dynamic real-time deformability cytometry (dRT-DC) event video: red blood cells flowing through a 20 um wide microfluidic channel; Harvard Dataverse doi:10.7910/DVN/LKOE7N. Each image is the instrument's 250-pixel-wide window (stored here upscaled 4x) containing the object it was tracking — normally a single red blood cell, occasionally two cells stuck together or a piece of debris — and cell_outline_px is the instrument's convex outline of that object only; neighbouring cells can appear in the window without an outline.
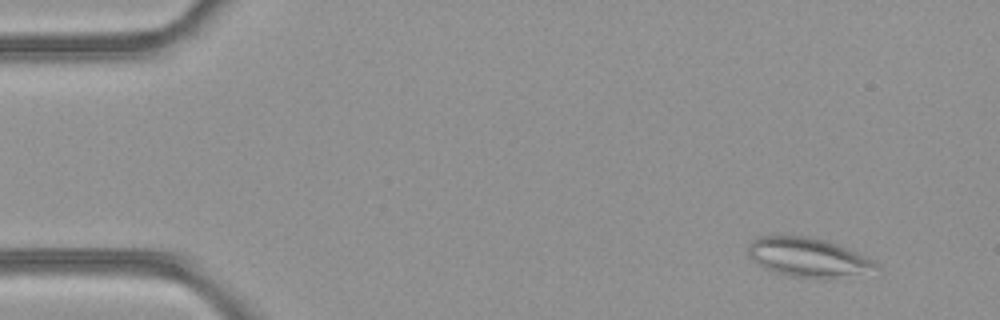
{"species": "common noctule bat (a hibernating species)", "species_latin": "Nyctalus noctula", "temperature_condition": "room temperature", "stored_images_in_passage": 5, "camera_frame_rate_fps": 3000, "um_per_image_px": 0.085, "animal": {"sex": "female", "body_mass_g": 21.9}, "frame": {"image": 1, "passage_image": 2, "time_ms": 0.333, "image_size_px": [1000, 320], "cell_outline_px": [[880, 272], [824, 280], [816, 280], [792, 276], [776, 272], [764, 268], [752, 260], [748, 256], [748, 248], [752, 240], [756, 236], [808, 236], [824, 240], [836, 244], [856, 252], [872, 260], [880, 268]], "centroid_in_image_um": [68.74, 21.92], "position_along_channel_um": 16.3, "area_um2": 29.71}}